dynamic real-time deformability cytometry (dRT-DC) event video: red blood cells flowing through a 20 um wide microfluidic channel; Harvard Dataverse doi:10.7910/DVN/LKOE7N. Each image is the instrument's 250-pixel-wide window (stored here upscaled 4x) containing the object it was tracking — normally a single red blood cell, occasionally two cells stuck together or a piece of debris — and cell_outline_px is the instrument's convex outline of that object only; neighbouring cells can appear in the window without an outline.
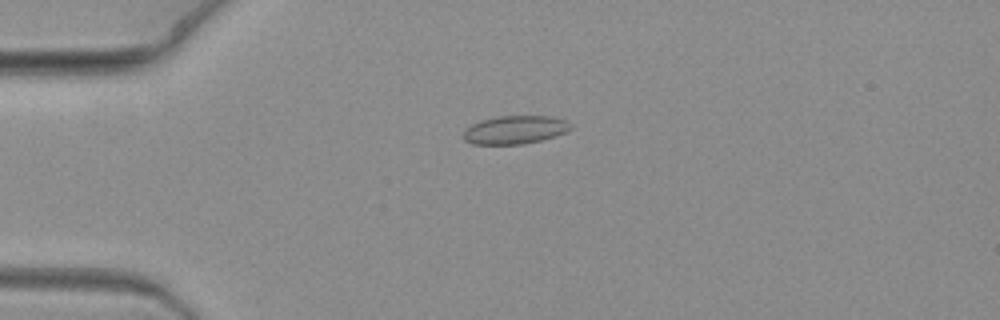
{"species": "common noctule bat (a hibernating species)", "species_latin": "Nyctalus noctula", "temperature_condition": "warm", "stored_images_in_passage": 5, "camera_frame_rate_fps": 3000, "um_per_image_px": 0.085, "animal": {"sex": "female", "body_mass_g": 19.3, "forearm_length_mm": 54.1}, "frame": {"image": 1, "passage_image": 2, "time_ms": 0.333, "image_size_px": [1000, 320], "cell_outline_px": [[572, 128], [568, 132], [556, 136], [524, 144], [472, 144], [464, 140], [464, 132], [472, 124], [480, 120], [496, 116], [552, 116], [564, 120], [572, 124]], "centroid_in_image_um": [43.81, 11.03], "position_along_channel_um": 41.2, "area_um2": 17.74}}
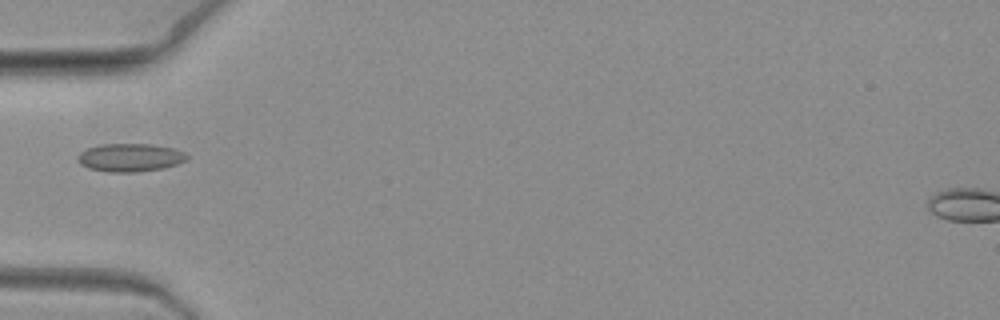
{"frame": {"image": 2, "passage_image": 3, "time_ms": 0.667, "image_size_px": [1000, 320], "cell_outline_px": [[188, 160], [164, 168], [136, 172], [108, 172], [88, 168], [80, 164], [76, 160], [76, 156], [80, 152], [88, 148], [100, 144], [152, 144], [172, 148], [184, 152], [188, 156]], "centroid_in_image_um": [11.03, 13.39], "position_along_channel_um": 74.0, "area_um2": 18.03}}
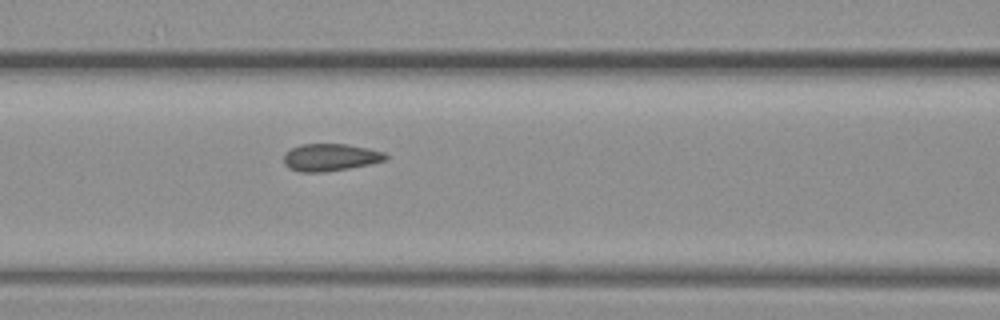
{"frame": {"image": 3, "passage_image": 5, "time_ms": 1.333, "image_size_px": [1000, 320], "cell_outline_px": [[388, 160], [348, 168], [320, 172], [300, 172], [288, 168], [284, 164], [284, 152], [300, 144], [348, 144], [368, 148], [384, 152], [388, 156]], "centroid_in_image_um": [28.06, 13.36], "position_along_channel_um": 138.5, "area_um2": 16.24}}